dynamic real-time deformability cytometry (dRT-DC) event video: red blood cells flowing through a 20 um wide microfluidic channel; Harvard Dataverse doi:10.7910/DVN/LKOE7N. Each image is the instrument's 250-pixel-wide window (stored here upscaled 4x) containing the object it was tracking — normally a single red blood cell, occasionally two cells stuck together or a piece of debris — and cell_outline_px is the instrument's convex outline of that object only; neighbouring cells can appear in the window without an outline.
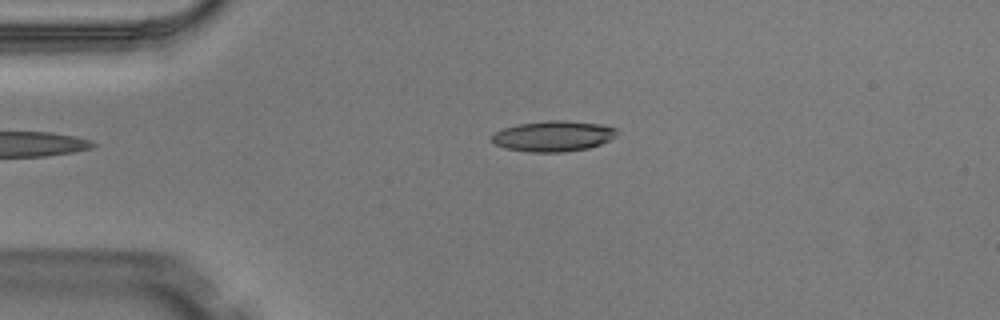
{"species": "Egyptian fruit bat (a non-hibernating species)", "species_latin": "Rousettus aegyptiacus", "temperature_condition": "warm", "stored_images_in_passage": 3, "camera_frame_rate_fps": 3000, "um_per_image_px": 0.085, "animal": {"sex": "male"}, "frame": {"image": 1, "passage_image": 3, "time_ms": 0.667, "image_size_px": [1000, 320], "cell_outline_px": [[616, 136], [600, 144], [588, 148], [564, 152], [528, 152], [504, 148], [496, 144], [492, 140], [492, 136], [496, 132], [504, 128], [520, 124], [548, 120], [564, 120], [600, 124], [616, 128]], "centroid_in_image_um": [47.03, 11.57], "position_along_channel_um": 38.0, "area_um2": 22.14}}